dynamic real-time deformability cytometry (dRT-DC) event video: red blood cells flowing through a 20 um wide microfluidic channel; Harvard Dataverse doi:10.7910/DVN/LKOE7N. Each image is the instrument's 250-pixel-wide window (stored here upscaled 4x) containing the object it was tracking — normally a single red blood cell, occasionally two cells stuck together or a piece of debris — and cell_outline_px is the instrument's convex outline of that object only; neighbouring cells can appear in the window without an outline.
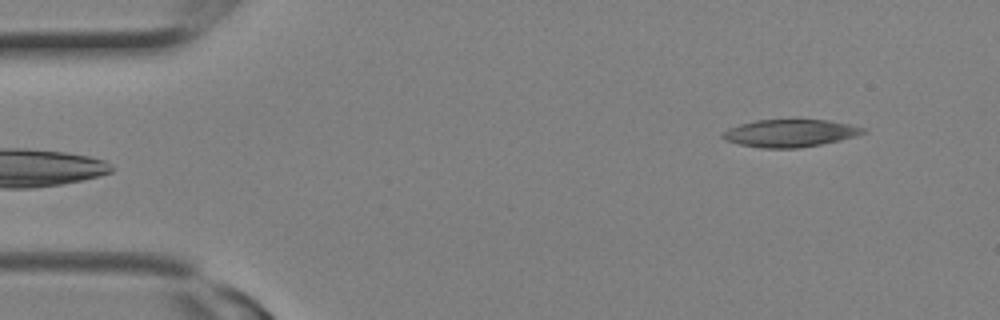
{"species": "Egyptian fruit bat (a non-hibernating species)", "species_latin": "Rousettus aegyptiacus", "temperature_condition": "room temperature", "stored_images_in_passage": 7, "camera_frame_rate_fps": 3000, "um_per_image_px": 0.085, "animal": {"sex": "female"}, "frame": {"image": 1, "passage_image": 7, "time_ms": 2.0, "image_size_px": [1000, 320], "cell_outline_px": [[868, 132], [856, 136], [840, 140], [820, 144], [796, 148], [760, 148], [740, 144], [724, 140], [720, 136], [728, 128], [740, 124], [756, 120], [828, 120], [848, 124], [864, 128]], "centroid_in_image_um": [67.14, 11.32], "position_along_channel_um": 17.9, "area_um2": 22.37}}